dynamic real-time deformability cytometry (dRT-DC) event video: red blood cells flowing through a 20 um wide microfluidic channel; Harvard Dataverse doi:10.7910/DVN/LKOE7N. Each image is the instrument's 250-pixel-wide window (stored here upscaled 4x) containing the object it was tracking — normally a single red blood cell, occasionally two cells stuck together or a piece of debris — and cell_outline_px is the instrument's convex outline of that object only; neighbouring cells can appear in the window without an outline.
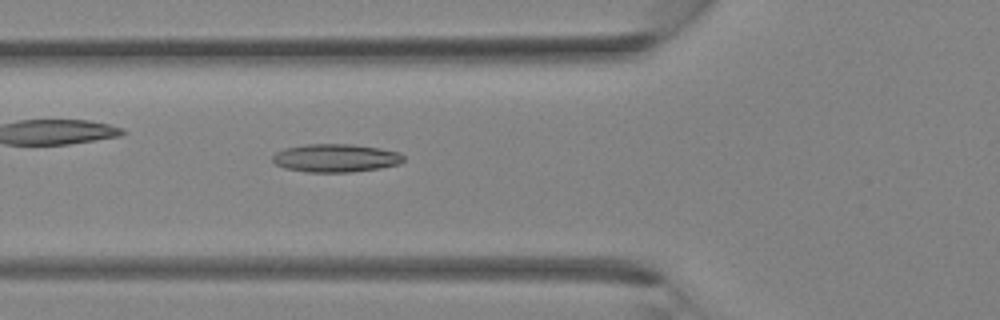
{"species": "Egyptian fruit bat (a non-hibernating species)", "species_latin": "Rousettus aegyptiacus", "temperature_condition": "room temperature", "stored_images_in_passage": 25, "camera_frame_rate_fps": 3000, "um_per_image_px": 0.085, "animal": {"sex": "female"}, "frame": {"image": 1, "passage_image": 3, "time_ms": 0.667, "image_size_px": [1000, 320], "cell_outline_px": [[404, 160], [400, 164], [380, 168], [352, 172], [308, 172], [284, 168], [276, 164], [272, 160], [272, 156], [276, 152], [284, 148], [304, 144], [352, 144], [380, 148], [400, 152], [404, 156]], "centroid_in_image_um": [28.54, 13.43], "position_along_channel_um": 97.3, "area_um2": 21.68}}
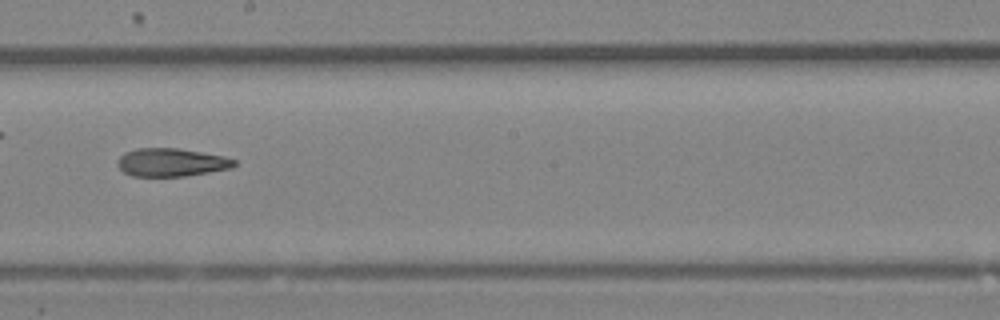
{"frame": {"image": 2, "passage_image": 10, "time_ms": 3.0, "image_size_px": [1000, 320], "cell_outline_px": [[236, 164], [232, 168], [184, 176], [132, 176], [124, 172], [116, 164], [116, 160], [124, 152], [136, 148], [176, 148], [224, 156], [236, 160]], "centroid_in_image_um": [14.53, 13.8], "position_along_channel_um": 233.7, "area_um2": 19.13}}
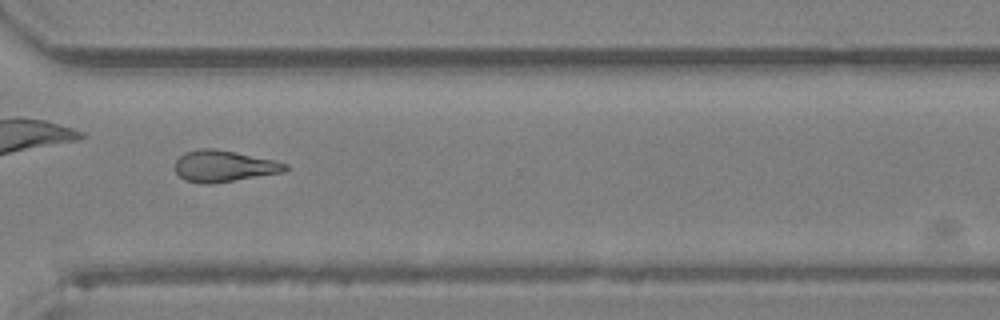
{"frame": {"image": 3, "passage_image": 16, "time_ms": 5.0, "image_size_px": [1000, 320], "cell_outline_px": [[288, 168], [284, 172], [208, 184], [184, 180], [176, 172], [176, 160], [184, 152], [200, 148], [216, 148], [236, 152], [272, 160], [288, 164]], "centroid_in_image_um": [19.01, 14.1], "position_along_channel_um": 351.6, "area_um2": 19.94}}